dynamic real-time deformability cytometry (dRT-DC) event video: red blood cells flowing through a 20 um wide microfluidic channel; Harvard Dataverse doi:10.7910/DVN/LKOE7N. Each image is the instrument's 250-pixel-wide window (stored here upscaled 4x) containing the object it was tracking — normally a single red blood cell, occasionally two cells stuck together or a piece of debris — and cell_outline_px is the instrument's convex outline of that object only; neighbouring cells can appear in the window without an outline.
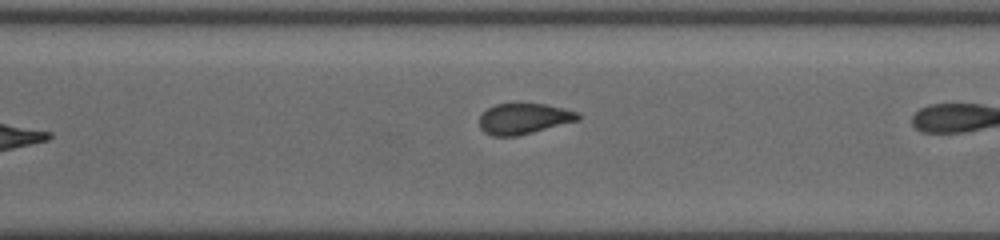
{"species": "common noctule bat (a hibernating species)", "species_latin": "Nyctalus noctula", "temperature_condition": "cold", "stored_images_in_passage": 27, "segment_of_instrument_passage": [2, 2], "camera_frame_rate_fps": 3000, "um_per_image_px": 0.085, "animal": {"sex": "female", "body_mass_g": 19.5, "forearm_length_mm": 54.1}, "frame": {"image": 1, "passage_image": 27, "time_ms": 14.0, "image_size_px": [1000, 240], "cell_outline_px": [[580, 120], [516, 136], [492, 136], [484, 132], [480, 128], [480, 116], [488, 108], [496, 104], [544, 104], [564, 108], [580, 112]], "centroid_in_image_um": [44.55, 10.09], "position_along_channel_um": 326.1, "area_um2": 17.57}}